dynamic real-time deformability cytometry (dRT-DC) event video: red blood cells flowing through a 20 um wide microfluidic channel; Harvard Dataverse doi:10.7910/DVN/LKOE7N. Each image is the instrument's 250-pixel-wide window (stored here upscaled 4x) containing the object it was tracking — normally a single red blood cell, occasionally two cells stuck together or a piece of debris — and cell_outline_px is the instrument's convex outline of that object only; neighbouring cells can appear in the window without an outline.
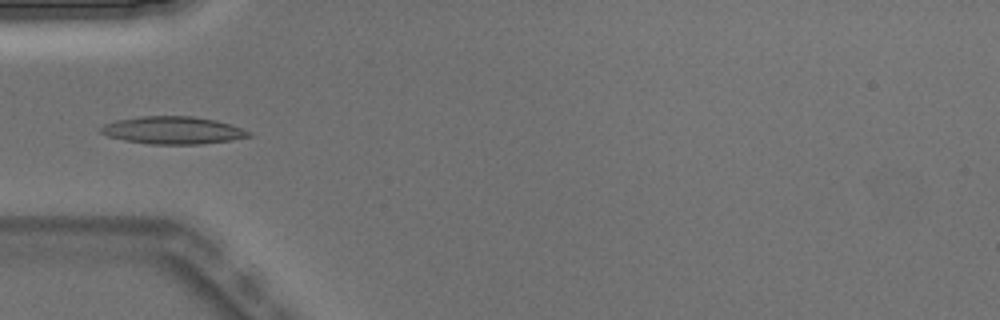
{"species": "Egyptian fruit bat (a non-hibernating species)", "species_latin": "Rousettus aegyptiacus", "temperature_condition": "warm", "stored_images_in_passage": 5, "camera_frame_rate_fps": 3000, "um_per_image_px": 0.085, "animal": {"sex": "male"}, "frame": {"image": 1, "passage_image": 5, "time_ms": 1.333, "image_size_px": [1000, 320], "cell_outline_px": [[252, 136], [232, 140], [200, 144], [148, 144], [124, 140], [108, 136], [100, 132], [96, 128], [104, 124], [116, 120], [140, 116], [192, 116], [216, 120], [252, 132]], "centroid_in_image_um": [14.65, 11.07], "position_along_channel_um": 70.3, "area_um2": 23.81}}